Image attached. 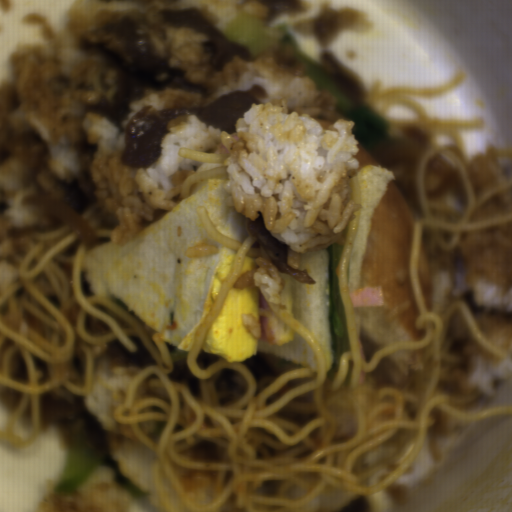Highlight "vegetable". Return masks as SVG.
<instances>
[{
  "label": "vegetable",
  "instance_id": "1",
  "mask_svg": "<svg viewBox=\"0 0 512 512\" xmlns=\"http://www.w3.org/2000/svg\"><path fill=\"white\" fill-rule=\"evenodd\" d=\"M222 30L225 38L243 44L250 60L269 47L286 42L303 63L305 74L332 96L342 117L356 123L353 134L368 151L389 138L391 124L367 104L354 105L344 98L326 69L299 49L284 21L271 26L257 16L235 14L225 22Z\"/></svg>",
  "mask_w": 512,
  "mask_h": 512
},
{
  "label": "vegetable",
  "instance_id": "2",
  "mask_svg": "<svg viewBox=\"0 0 512 512\" xmlns=\"http://www.w3.org/2000/svg\"><path fill=\"white\" fill-rule=\"evenodd\" d=\"M97 463L78 453L71 446L65 468L53 480V492L71 493L79 489L91 476Z\"/></svg>",
  "mask_w": 512,
  "mask_h": 512
}]
</instances>
